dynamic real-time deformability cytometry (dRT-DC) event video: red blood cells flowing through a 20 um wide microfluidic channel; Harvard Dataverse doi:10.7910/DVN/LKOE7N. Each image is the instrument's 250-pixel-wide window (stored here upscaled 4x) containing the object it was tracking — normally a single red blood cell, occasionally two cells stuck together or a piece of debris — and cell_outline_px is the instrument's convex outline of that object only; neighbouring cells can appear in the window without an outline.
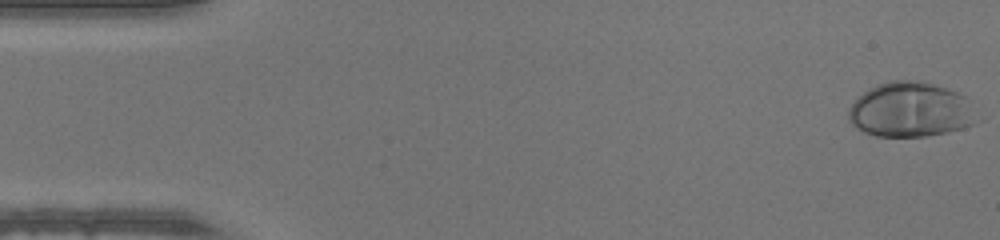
{"species": "human", "species_latin": "Homo sapiens", "temperature_condition": "warm", "stored_images_in_passage": 49, "camera_frame_rate_fps": 3000, "um_per_image_px": 0.085, "donor": {"sex": "male"}, "frame": {"image": 1, "passage_image": 1, "time_ms": 0.0, "image_size_px": [1000, 240], "cell_outline_px": [[972, 124], [964, 128], [948, 132], [924, 136], [876, 136], [864, 132], [856, 128], [848, 120], [848, 108], [868, 88], [876, 84], [888, 80], [924, 80], [956, 92], [964, 96]], "centroid_in_image_um": [77.26, 9.31], "position_along_channel_um": 7.7, "area_um2": 40.29}}
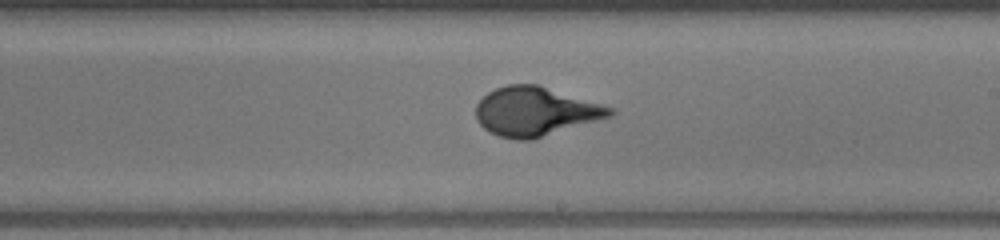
{"frame": {"image": 2, "passage_image": 28, "time_ms": 9.0, "image_size_px": [1000, 240], "cell_outline_px": [[616, 112], [612, 116], [532, 140], [516, 140], [500, 136], [484, 128], [476, 120], [476, 104], [488, 92], [496, 88], [508, 84], [536, 84], [616, 108]], "centroid_in_image_um": [45.53, 9.48], "position_along_channel_um": 243.5, "area_um2": 38.21}}
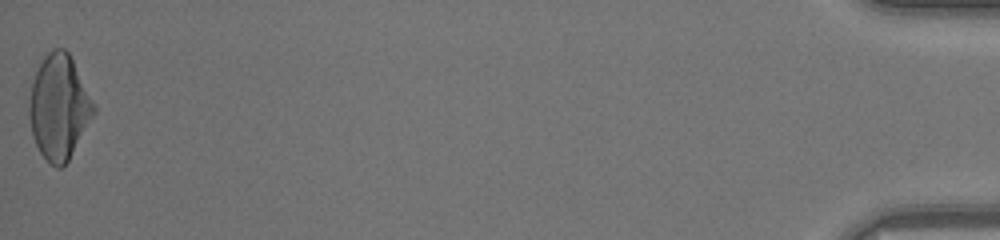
{"frame": {"image": 3, "passage_image": 49, "time_ms": 16.0, "image_size_px": [1000, 240], "cell_outline_px": [[96, 112], [68, 160], [60, 168], [56, 168], [40, 152], [32, 136], [28, 116], [28, 108], [32, 84], [36, 72], [44, 56], [52, 48], [64, 48], [68, 52], [96, 104]], "centroid_in_image_um": [5.02, 9.09], "position_along_channel_um": 430.2, "area_um2": 39.19}}